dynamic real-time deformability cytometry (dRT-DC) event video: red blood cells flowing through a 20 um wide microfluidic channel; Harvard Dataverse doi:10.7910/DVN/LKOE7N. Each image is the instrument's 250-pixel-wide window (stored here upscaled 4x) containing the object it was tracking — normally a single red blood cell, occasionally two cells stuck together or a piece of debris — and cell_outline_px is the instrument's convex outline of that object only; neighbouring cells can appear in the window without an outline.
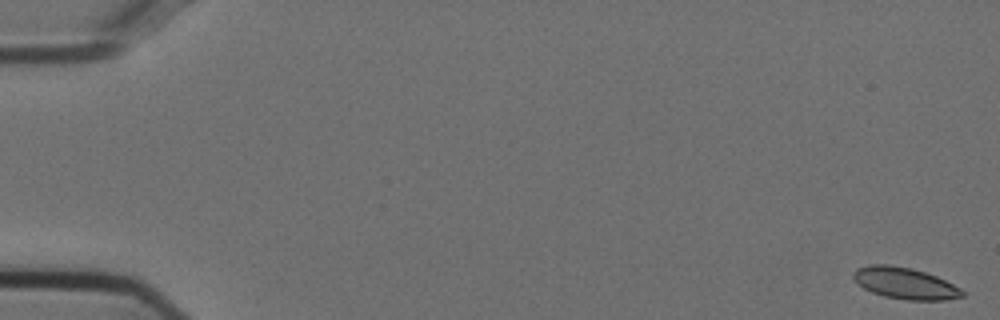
{"species": "Egyptian fruit bat (a non-hibernating species)", "species_latin": "Rousettus aegyptiacus", "temperature_condition": "cold", "stored_images_in_passage": 14, "camera_frame_rate_fps": 3000, "um_per_image_px": 0.085, "animal": {"sex": "female"}, "frame": {"image": 1, "passage_image": 1, "time_ms": 0.0, "image_size_px": [1000, 320], "cell_outline_px": [[964, 296], [944, 300], [908, 300], [884, 296], [872, 292], [856, 284], [852, 276], [852, 272], [856, 268], [868, 264], [888, 264], [912, 268], [936, 276], [960, 288], [964, 292]], "centroid_in_image_um": [76.86, 24.06], "position_along_channel_um": 8.1, "area_um2": 20.06}}
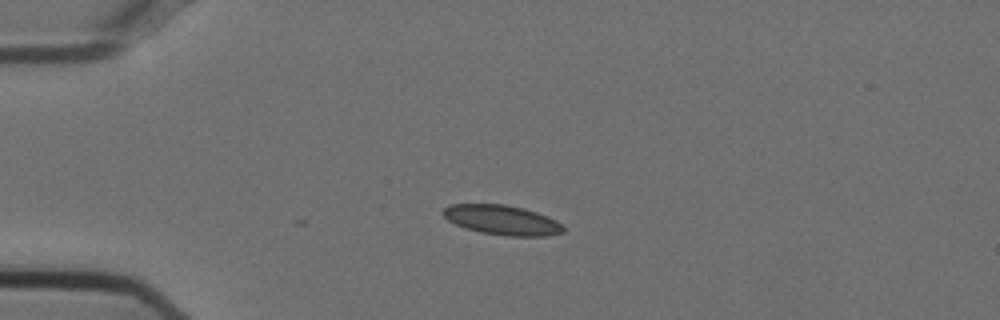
{"frame": {"image": 2, "passage_image": 14, "time_ms": 4.333, "image_size_px": [1000, 320], "cell_outline_px": [[564, 232], [548, 236], [508, 236], [480, 232], [464, 228], [448, 220], [440, 212], [448, 204], [504, 204], [524, 208], [536, 212], [556, 220], [564, 224]], "centroid_in_image_um": [42.68, 18.7], "position_along_channel_um": 42.3, "area_um2": 20.98}}